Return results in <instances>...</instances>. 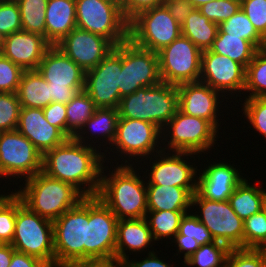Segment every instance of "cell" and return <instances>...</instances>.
I'll return each mask as SVG.
<instances>
[{"label": "cell", "instance_id": "obj_59", "mask_svg": "<svg viewBox=\"0 0 266 267\" xmlns=\"http://www.w3.org/2000/svg\"><path fill=\"white\" fill-rule=\"evenodd\" d=\"M262 267H266V247H261Z\"/></svg>", "mask_w": 266, "mask_h": 267}, {"label": "cell", "instance_id": "obj_3", "mask_svg": "<svg viewBox=\"0 0 266 267\" xmlns=\"http://www.w3.org/2000/svg\"><path fill=\"white\" fill-rule=\"evenodd\" d=\"M23 184L17 186L20 188L17 191L14 189L23 204L52 222L84 198L72 185L51 178L42 171L25 179Z\"/></svg>", "mask_w": 266, "mask_h": 267}, {"label": "cell", "instance_id": "obj_2", "mask_svg": "<svg viewBox=\"0 0 266 267\" xmlns=\"http://www.w3.org/2000/svg\"><path fill=\"white\" fill-rule=\"evenodd\" d=\"M137 166L111 164L110 168L105 165L102 167L97 196L118 220L145 218L148 211L147 179L140 176L141 171L136 170Z\"/></svg>", "mask_w": 266, "mask_h": 267}, {"label": "cell", "instance_id": "obj_49", "mask_svg": "<svg viewBox=\"0 0 266 267\" xmlns=\"http://www.w3.org/2000/svg\"><path fill=\"white\" fill-rule=\"evenodd\" d=\"M42 110L46 121L50 125L57 127L66 136V105L57 102H52Z\"/></svg>", "mask_w": 266, "mask_h": 267}, {"label": "cell", "instance_id": "obj_37", "mask_svg": "<svg viewBox=\"0 0 266 267\" xmlns=\"http://www.w3.org/2000/svg\"><path fill=\"white\" fill-rule=\"evenodd\" d=\"M230 248L220 242H210L200 247L185 261L183 267H225ZM184 263V264H183Z\"/></svg>", "mask_w": 266, "mask_h": 267}, {"label": "cell", "instance_id": "obj_14", "mask_svg": "<svg viewBox=\"0 0 266 267\" xmlns=\"http://www.w3.org/2000/svg\"><path fill=\"white\" fill-rule=\"evenodd\" d=\"M192 155V156H191ZM195 155L200 162V155L190 152H167L161 151L154 154L151 157L143 160V165L137 169L138 171L142 168L143 176L146 179V184H156L164 186H177L182 188H197V177H198V166L195 164ZM190 159H194L193 162H188ZM153 157V158H152ZM155 159V160H154ZM187 159V160H185ZM149 160V164L147 165ZM146 163V164H145ZM192 164V165H191ZM144 165L150 166L147 169ZM150 168V170H148ZM148 171V173H147ZM150 171V172H149ZM148 175V176H147Z\"/></svg>", "mask_w": 266, "mask_h": 267}, {"label": "cell", "instance_id": "obj_13", "mask_svg": "<svg viewBox=\"0 0 266 267\" xmlns=\"http://www.w3.org/2000/svg\"><path fill=\"white\" fill-rule=\"evenodd\" d=\"M118 219L98 196L88 197L84 261L115 260Z\"/></svg>", "mask_w": 266, "mask_h": 267}, {"label": "cell", "instance_id": "obj_33", "mask_svg": "<svg viewBox=\"0 0 266 267\" xmlns=\"http://www.w3.org/2000/svg\"><path fill=\"white\" fill-rule=\"evenodd\" d=\"M97 106L85 91L79 92L67 105L66 137L73 138L95 113Z\"/></svg>", "mask_w": 266, "mask_h": 267}, {"label": "cell", "instance_id": "obj_56", "mask_svg": "<svg viewBox=\"0 0 266 267\" xmlns=\"http://www.w3.org/2000/svg\"><path fill=\"white\" fill-rule=\"evenodd\" d=\"M14 252L11 244H0V267H9Z\"/></svg>", "mask_w": 266, "mask_h": 267}, {"label": "cell", "instance_id": "obj_47", "mask_svg": "<svg viewBox=\"0 0 266 267\" xmlns=\"http://www.w3.org/2000/svg\"><path fill=\"white\" fill-rule=\"evenodd\" d=\"M225 267H262L261 248L230 249Z\"/></svg>", "mask_w": 266, "mask_h": 267}, {"label": "cell", "instance_id": "obj_22", "mask_svg": "<svg viewBox=\"0 0 266 267\" xmlns=\"http://www.w3.org/2000/svg\"><path fill=\"white\" fill-rule=\"evenodd\" d=\"M226 161H213L198 171L196 192L207 200L227 201L234 189L245 179L240 169Z\"/></svg>", "mask_w": 266, "mask_h": 267}, {"label": "cell", "instance_id": "obj_51", "mask_svg": "<svg viewBox=\"0 0 266 267\" xmlns=\"http://www.w3.org/2000/svg\"><path fill=\"white\" fill-rule=\"evenodd\" d=\"M164 5L180 26L183 25L187 16L194 9V6L188 0H166Z\"/></svg>", "mask_w": 266, "mask_h": 267}, {"label": "cell", "instance_id": "obj_25", "mask_svg": "<svg viewBox=\"0 0 266 267\" xmlns=\"http://www.w3.org/2000/svg\"><path fill=\"white\" fill-rule=\"evenodd\" d=\"M155 243L145 218L118 220L115 260L123 262L129 259L131 253H135L134 255L146 253L147 248V252L152 253L155 250L154 247L152 248ZM149 248L152 250L149 251ZM129 252L130 254H127Z\"/></svg>", "mask_w": 266, "mask_h": 267}, {"label": "cell", "instance_id": "obj_40", "mask_svg": "<svg viewBox=\"0 0 266 267\" xmlns=\"http://www.w3.org/2000/svg\"><path fill=\"white\" fill-rule=\"evenodd\" d=\"M22 204V199L14 192L0 205V244L12 243L17 209Z\"/></svg>", "mask_w": 266, "mask_h": 267}, {"label": "cell", "instance_id": "obj_28", "mask_svg": "<svg viewBox=\"0 0 266 267\" xmlns=\"http://www.w3.org/2000/svg\"><path fill=\"white\" fill-rule=\"evenodd\" d=\"M148 211H190L197 188L146 184Z\"/></svg>", "mask_w": 266, "mask_h": 267}, {"label": "cell", "instance_id": "obj_52", "mask_svg": "<svg viewBox=\"0 0 266 267\" xmlns=\"http://www.w3.org/2000/svg\"><path fill=\"white\" fill-rule=\"evenodd\" d=\"M157 253L159 254L158 251L147 253L145 258L140 257L142 260L139 261L137 260V258H132V260L127 259L122 262V265L123 267H173V264H170L169 262L166 263V259H160L162 257H158Z\"/></svg>", "mask_w": 266, "mask_h": 267}, {"label": "cell", "instance_id": "obj_50", "mask_svg": "<svg viewBox=\"0 0 266 267\" xmlns=\"http://www.w3.org/2000/svg\"><path fill=\"white\" fill-rule=\"evenodd\" d=\"M166 0H121L120 6L125 18L130 21L138 13L164 5Z\"/></svg>", "mask_w": 266, "mask_h": 267}, {"label": "cell", "instance_id": "obj_62", "mask_svg": "<svg viewBox=\"0 0 266 267\" xmlns=\"http://www.w3.org/2000/svg\"><path fill=\"white\" fill-rule=\"evenodd\" d=\"M261 50L266 53V37L264 38V43Z\"/></svg>", "mask_w": 266, "mask_h": 267}, {"label": "cell", "instance_id": "obj_57", "mask_svg": "<svg viewBox=\"0 0 266 267\" xmlns=\"http://www.w3.org/2000/svg\"><path fill=\"white\" fill-rule=\"evenodd\" d=\"M188 1L194 6V8H199L203 4H206V3L210 2V1H214V0H188Z\"/></svg>", "mask_w": 266, "mask_h": 267}, {"label": "cell", "instance_id": "obj_53", "mask_svg": "<svg viewBox=\"0 0 266 267\" xmlns=\"http://www.w3.org/2000/svg\"><path fill=\"white\" fill-rule=\"evenodd\" d=\"M170 245L172 243L175 244L174 247H177V253H174L176 256L183 254V260L185 261L189 258L199 247L200 244L194 239H183V235L179 232L173 237L170 241Z\"/></svg>", "mask_w": 266, "mask_h": 267}, {"label": "cell", "instance_id": "obj_32", "mask_svg": "<svg viewBox=\"0 0 266 267\" xmlns=\"http://www.w3.org/2000/svg\"><path fill=\"white\" fill-rule=\"evenodd\" d=\"M210 50L222 56L237 61L245 68L253 60L258 49L242 36H228L224 32H217L216 38Z\"/></svg>", "mask_w": 266, "mask_h": 267}, {"label": "cell", "instance_id": "obj_58", "mask_svg": "<svg viewBox=\"0 0 266 267\" xmlns=\"http://www.w3.org/2000/svg\"><path fill=\"white\" fill-rule=\"evenodd\" d=\"M4 191H6V189L5 190H3V193L2 192H0L1 194H0V205L12 194V193H14L13 191H10V192H7V193H5Z\"/></svg>", "mask_w": 266, "mask_h": 267}, {"label": "cell", "instance_id": "obj_9", "mask_svg": "<svg viewBox=\"0 0 266 267\" xmlns=\"http://www.w3.org/2000/svg\"><path fill=\"white\" fill-rule=\"evenodd\" d=\"M37 71L49 85L50 103L67 105L84 91L86 72L56 46L46 51Z\"/></svg>", "mask_w": 266, "mask_h": 267}, {"label": "cell", "instance_id": "obj_43", "mask_svg": "<svg viewBox=\"0 0 266 267\" xmlns=\"http://www.w3.org/2000/svg\"><path fill=\"white\" fill-rule=\"evenodd\" d=\"M241 8V0H214L203 4L198 9L211 22L218 25L229 19Z\"/></svg>", "mask_w": 266, "mask_h": 267}, {"label": "cell", "instance_id": "obj_27", "mask_svg": "<svg viewBox=\"0 0 266 267\" xmlns=\"http://www.w3.org/2000/svg\"><path fill=\"white\" fill-rule=\"evenodd\" d=\"M45 12L46 40L55 46L77 27L75 0H48Z\"/></svg>", "mask_w": 266, "mask_h": 267}, {"label": "cell", "instance_id": "obj_39", "mask_svg": "<svg viewBox=\"0 0 266 267\" xmlns=\"http://www.w3.org/2000/svg\"><path fill=\"white\" fill-rule=\"evenodd\" d=\"M243 248L266 247V207L243 222Z\"/></svg>", "mask_w": 266, "mask_h": 267}, {"label": "cell", "instance_id": "obj_19", "mask_svg": "<svg viewBox=\"0 0 266 267\" xmlns=\"http://www.w3.org/2000/svg\"><path fill=\"white\" fill-rule=\"evenodd\" d=\"M245 74L246 68L237 61L214 53L210 49L202 51L199 81L221 92L224 96L231 95V99L233 97L235 100L242 97L241 94L243 95L245 87Z\"/></svg>", "mask_w": 266, "mask_h": 267}, {"label": "cell", "instance_id": "obj_36", "mask_svg": "<svg viewBox=\"0 0 266 267\" xmlns=\"http://www.w3.org/2000/svg\"><path fill=\"white\" fill-rule=\"evenodd\" d=\"M243 95L245 98L266 97V53L261 49L246 67Z\"/></svg>", "mask_w": 266, "mask_h": 267}, {"label": "cell", "instance_id": "obj_21", "mask_svg": "<svg viewBox=\"0 0 266 267\" xmlns=\"http://www.w3.org/2000/svg\"><path fill=\"white\" fill-rule=\"evenodd\" d=\"M55 46L85 72L95 68L115 48L107 38L78 27Z\"/></svg>", "mask_w": 266, "mask_h": 267}, {"label": "cell", "instance_id": "obj_5", "mask_svg": "<svg viewBox=\"0 0 266 267\" xmlns=\"http://www.w3.org/2000/svg\"><path fill=\"white\" fill-rule=\"evenodd\" d=\"M160 142H162V131L156 125L138 119H118L112 148H108L110 152L116 153L118 157L116 156L114 160L107 155V158L104 157V162L109 163L111 161L112 165L115 161L117 165H119V162L121 165H132L133 162V165H136L135 162L137 161L136 163L139 162L137 164L139 165L151 155L162 151V143ZM119 156L122 161H118L121 160Z\"/></svg>", "mask_w": 266, "mask_h": 267}, {"label": "cell", "instance_id": "obj_26", "mask_svg": "<svg viewBox=\"0 0 266 267\" xmlns=\"http://www.w3.org/2000/svg\"><path fill=\"white\" fill-rule=\"evenodd\" d=\"M118 119V109L97 108L95 113L90 117V119L85 123L82 129L73 138L80 143L100 149V152L103 148L102 151L105 152L103 153V157H106V153L108 152L110 158L113 156L115 158V155L110 154L108 148L111 147L115 139ZM107 145H109V147Z\"/></svg>", "mask_w": 266, "mask_h": 267}, {"label": "cell", "instance_id": "obj_55", "mask_svg": "<svg viewBox=\"0 0 266 267\" xmlns=\"http://www.w3.org/2000/svg\"><path fill=\"white\" fill-rule=\"evenodd\" d=\"M66 267H123L122 262L117 260H94L81 261Z\"/></svg>", "mask_w": 266, "mask_h": 267}, {"label": "cell", "instance_id": "obj_20", "mask_svg": "<svg viewBox=\"0 0 266 267\" xmlns=\"http://www.w3.org/2000/svg\"><path fill=\"white\" fill-rule=\"evenodd\" d=\"M179 110L184 114L206 119L218 131L221 129L220 108L225 99L221 92L200 81L177 85ZM222 100L220 101V98ZM225 98V99H224ZM220 104V105H219ZM219 122V123H218ZM220 127V128H219Z\"/></svg>", "mask_w": 266, "mask_h": 267}, {"label": "cell", "instance_id": "obj_12", "mask_svg": "<svg viewBox=\"0 0 266 267\" xmlns=\"http://www.w3.org/2000/svg\"><path fill=\"white\" fill-rule=\"evenodd\" d=\"M191 206L193 209L196 207L191 211L197 209L194 215L210 231L215 241L230 249L243 248L244 221L234 212L228 200L211 201L196 192L192 196Z\"/></svg>", "mask_w": 266, "mask_h": 267}, {"label": "cell", "instance_id": "obj_29", "mask_svg": "<svg viewBox=\"0 0 266 267\" xmlns=\"http://www.w3.org/2000/svg\"><path fill=\"white\" fill-rule=\"evenodd\" d=\"M22 108L44 109L50 104L49 85L37 70H24L17 91Z\"/></svg>", "mask_w": 266, "mask_h": 267}, {"label": "cell", "instance_id": "obj_45", "mask_svg": "<svg viewBox=\"0 0 266 267\" xmlns=\"http://www.w3.org/2000/svg\"><path fill=\"white\" fill-rule=\"evenodd\" d=\"M23 71L0 53V93H17Z\"/></svg>", "mask_w": 266, "mask_h": 267}, {"label": "cell", "instance_id": "obj_38", "mask_svg": "<svg viewBox=\"0 0 266 267\" xmlns=\"http://www.w3.org/2000/svg\"><path fill=\"white\" fill-rule=\"evenodd\" d=\"M218 32H224L228 36H242V39L250 41L258 50L262 49L264 43V38L257 32L241 8L218 25Z\"/></svg>", "mask_w": 266, "mask_h": 267}, {"label": "cell", "instance_id": "obj_1", "mask_svg": "<svg viewBox=\"0 0 266 267\" xmlns=\"http://www.w3.org/2000/svg\"><path fill=\"white\" fill-rule=\"evenodd\" d=\"M103 153L70 138L43 155L42 172L72 185L84 197L97 196L105 164Z\"/></svg>", "mask_w": 266, "mask_h": 267}, {"label": "cell", "instance_id": "obj_31", "mask_svg": "<svg viewBox=\"0 0 266 267\" xmlns=\"http://www.w3.org/2000/svg\"><path fill=\"white\" fill-rule=\"evenodd\" d=\"M181 30L182 36L189 38L201 51H205L213 45L218 24L211 22L198 8H194L185 19Z\"/></svg>", "mask_w": 266, "mask_h": 267}, {"label": "cell", "instance_id": "obj_30", "mask_svg": "<svg viewBox=\"0 0 266 267\" xmlns=\"http://www.w3.org/2000/svg\"><path fill=\"white\" fill-rule=\"evenodd\" d=\"M228 202L234 212L244 221L265 208L266 190L256 183L251 185L245 178L234 189Z\"/></svg>", "mask_w": 266, "mask_h": 267}, {"label": "cell", "instance_id": "obj_44", "mask_svg": "<svg viewBox=\"0 0 266 267\" xmlns=\"http://www.w3.org/2000/svg\"><path fill=\"white\" fill-rule=\"evenodd\" d=\"M179 233L183 235V239L194 238L200 245L215 242L210 231L198 220L192 211L185 213L181 218Z\"/></svg>", "mask_w": 266, "mask_h": 267}, {"label": "cell", "instance_id": "obj_16", "mask_svg": "<svg viewBox=\"0 0 266 267\" xmlns=\"http://www.w3.org/2000/svg\"><path fill=\"white\" fill-rule=\"evenodd\" d=\"M161 82L158 53L139 47L130 39L122 42L120 97Z\"/></svg>", "mask_w": 266, "mask_h": 267}, {"label": "cell", "instance_id": "obj_7", "mask_svg": "<svg viewBox=\"0 0 266 267\" xmlns=\"http://www.w3.org/2000/svg\"><path fill=\"white\" fill-rule=\"evenodd\" d=\"M76 26L101 35L115 46L129 39V21L117 0H75Z\"/></svg>", "mask_w": 266, "mask_h": 267}, {"label": "cell", "instance_id": "obj_6", "mask_svg": "<svg viewBox=\"0 0 266 267\" xmlns=\"http://www.w3.org/2000/svg\"><path fill=\"white\" fill-rule=\"evenodd\" d=\"M219 134L206 119L184 114L178 109L162 129V150L201 154L203 158L202 153L208 154L212 148L215 149Z\"/></svg>", "mask_w": 266, "mask_h": 267}, {"label": "cell", "instance_id": "obj_4", "mask_svg": "<svg viewBox=\"0 0 266 267\" xmlns=\"http://www.w3.org/2000/svg\"><path fill=\"white\" fill-rule=\"evenodd\" d=\"M179 108L177 86L161 82L121 98L119 119H135L156 125L161 131Z\"/></svg>", "mask_w": 266, "mask_h": 267}, {"label": "cell", "instance_id": "obj_41", "mask_svg": "<svg viewBox=\"0 0 266 267\" xmlns=\"http://www.w3.org/2000/svg\"><path fill=\"white\" fill-rule=\"evenodd\" d=\"M241 110L243 111L246 121L251 127L266 139V97L245 98L244 101L239 99ZM266 142V140H265Z\"/></svg>", "mask_w": 266, "mask_h": 267}, {"label": "cell", "instance_id": "obj_46", "mask_svg": "<svg viewBox=\"0 0 266 267\" xmlns=\"http://www.w3.org/2000/svg\"><path fill=\"white\" fill-rule=\"evenodd\" d=\"M20 30H22V25L17 1H0V32L8 36Z\"/></svg>", "mask_w": 266, "mask_h": 267}, {"label": "cell", "instance_id": "obj_42", "mask_svg": "<svg viewBox=\"0 0 266 267\" xmlns=\"http://www.w3.org/2000/svg\"><path fill=\"white\" fill-rule=\"evenodd\" d=\"M21 108L17 93H0V132L17 129Z\"/></svg>", "mask_w": 266, "mask_h": 267}, {"label": "cell", "instance_id": "obj_10", "mask_svg": "<svg viewBox=\"0 0 266 267\" xmlns=\"http://www.w3.org/2000/svg\"><path fill=\"white\" fill-rule=\"evenodd\" d=\"M11 245L17 252L55 264L53 222L22 204L17 209L15 234Z\"/></svg>", "mask_w": 266, "mask_h": 267}, {"label": "cell", "instance_id": "obj_24", "mask_svg": "<svg viewBox=\"0 0 266 267\" xmlns=\"http://www.w3.org/2000/svg\"><path fill=\"white\" fill-rule=\"evenodd\" d=\"M17 130L32 142L42 156L68 139L46 121L43 110L39 108H21Z\"/></svg>", "mask_w": 266, "mask_h": 267}, {"label": "cell", "instance_id": "obj_60", "mask_svg": "<svg viewBox=\"0 0 266 267\" xmlns=\"http://www.w3.org/2000/svg\"><path fill=\"white\" fill-rule=\"evenodd\" d=\"M5 37H6V36L0 32V52H1L2 49H3L4 42H5Z\"/></svg>", "mask_w": 266, "mask_h": 267}, {"label": "cell", "instance_id": "obj_17", "mask_svg": "<svg viewBox=\"0 0 266 267\" xmlns=\"http://www.w3.org/2000/svg\"><path fill=\"white\" fill-rule=\"evenodd\" d=\"M122 68V43L115 46L95 68L85 73L84 91L97 108L118 109L120 74Z\"/></svg>", "mask_w": 266, "mask_h": 267}, {"label": "cell", "instance_id": "obj_15", "mask_svg": "<svg viewBox=\"0 0 266 267\" xmlns=\"http://www.w3.org/2000/svg\"><path fill=\"white\" fill-rule=\"evenodd\" d=\"M157 53L162 82L177 86L199 81L202 51L189 38L181 35Z\"/></svg>", "mask_w": 266, "mask_h": 267}, {"label": "cell", "instance_id": "obj_18", "mask_svg": "<svg viewBox=\"0 0 266 267\" xmlns=\"http://www.w3.org/2000/svg\"><path fill=\"white\" fill-rule=\"evenodd\" d=\"M42 158L32 142L17 129L0 132V165L7 178L16 181L20 178L22 182L34 176L42 171Z\"/></svg>", "mask_w": 266, "mask_h": 267}, {"label": "cell", "instance_id": "obj_63", "mask_svg": "<svg viewBox=\"0 0 266 267\" xmlns=\"http://www.w3.org/2000/svg\"><path fill=\"white\" fill-rule=\"evenodd\" d=\"M46 267H61V266H58L56 264H53V265H47Z\"/></svg>", "mask_w": 266, "mask_h": 267}, {"label": "cell", "instance_id": "obj_35", "mask_svg": "<svg viewBox=\"0 0 266 267\" xmlns=\"http://www.w3.org/2000/svg\"><path fill=\"white\" fill-rule=\"evenodd\" d=\"M20 10L22 30L46 38V8L48 0H16Z\"/></svg>", "mask_w": 266, "mask_h": 267}, {"label": "cell", "instance_id": "obj_23", "mask_svg": "<svg viewBox=\"0 0 266 267\" xmlns=\"http://www.w3.org/2000/svg\"><path fill=\"white\" fill-rule=\"evenodd\" d=\"M51 46L44 36L20 30L5 37L0 53L23 70H37Z\"/></svg>", "mask_w": 266, "mask_h": 267}, {"label": "cell", "instance_id": "obj_8", "mask_svg": "<svg viewBox=\"0 0 266 267\" xmlns=\"http://www.w3.org/2000/svg\"><path fill=\"white\" fill-rule=\"evenodd\" d=\"M88 224V197L53 222L55 264L61 267L84 261Z\"/></svg>", "mask_w": 266, "mask_h": 267}, {"label": "cell", "instance_id": "obj_48", "mask_svg": "<svg viewBox=\"0 0 266 267\" xmlns=\"http://www.w3.org/2000/svg\"><path fill=\"white\" fill-rule=\"evenodd\" d=\"M241 9L257 32L266 37V0H241Z\"/></svg>", "mask_w": 266, "mask_h": 267}, {"label": "cell", "instance_id": "obj_54", "mask_svg": "<svg viewBox=\"0 0 266 267\" xmlns=\"http://www.w3.org/2000/svg\"><path fill=\"white\" fill-rule=\"evenodd\" d=\"M46 266L47 264L44 263L39 258L17 251L13 253L11 264L9 265V267H46Z\"/></svg>", "mask_w": 266, "mask_h": 267}, {"label": "cell", "instance_id": "obj_61", "mask_svg": "<svg viewBox=\"0 0 266 267\" xmlns=\"http://www.w3.org/2000/svg\"><path fill=\"white\" fill-rule=\"evenodd\" d=\"M4 177H5V178H4ZM0 178H1V179L3 178V180H4V179H9V178H7V177L5 176V174H4V172H3L2 168H1V165H0Z\"/></svg>", "mask_w": 266, "mask_h": 267}, {"label": "cell", "instance_id": "obj_11", "mask_svg": "<svg viewBox=\"0 0 266 267\" xmlns=\"http://www.w3.org/2000/svg\"><path fill=\"white\" fill-rule=\"evenodd\" d=\"M181 35V26L165 5L144 10L129 21V39L150 51H160Z\"/></svg>", "mask_w": 266, "mask_h": 267}, {"label": "cell", "instance_id": "obj_34", "mask_svg": "<svg viewBox=\"0 0 266 267\" xmlns=\"http://www.w3.org/2000/svg\"><path fill=\"white\" fill-rule=\"evenodd\" d=\"M188 212L190 211H147L145 219L154 241L173 239L179 232L181 218Z\"/></svg>", "mask_w": 266, "mask_h": 267}]
</instances>
